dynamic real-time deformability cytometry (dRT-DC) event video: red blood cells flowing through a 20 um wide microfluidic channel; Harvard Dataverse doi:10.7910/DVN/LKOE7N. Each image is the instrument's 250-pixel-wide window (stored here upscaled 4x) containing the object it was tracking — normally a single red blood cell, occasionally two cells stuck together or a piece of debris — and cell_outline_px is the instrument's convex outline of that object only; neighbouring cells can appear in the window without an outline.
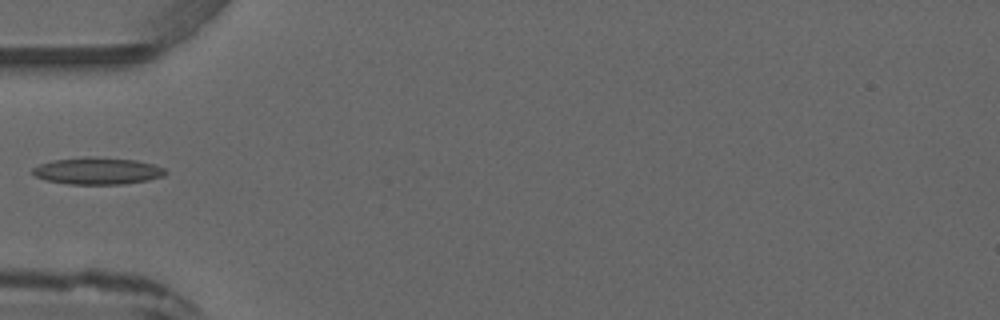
{"species": "common noctule bat (a hibernating species)", "species_latin": "Nyctalus noctula", "temperature_condition": "warm", "stored_images_in_passage": 4, "camera_frame_rate_fps": 3000, "um_per_image_px": 0.085, "animal": {"sex": "male", "forearm_length_mm": 52.5}, "frame": {"image": 1, "passage_image": 4, "time_ms": 3.333, "image_size_px": [1000, 320], "cell_outline_px": [[168, 172], [164, 176], [148, 180], [124, 184], [68, 184], [44, 180], [36, 176], [32, 172], [32, 168], [40, 164], [52, 160], [84, 156], [88, 156], [136, 160], [152, 164], [164, 168]], "centroid_in_image_um": [8.28, 14.52], "position_along_channel_um": 76.7, "area_um2": 20.98}}